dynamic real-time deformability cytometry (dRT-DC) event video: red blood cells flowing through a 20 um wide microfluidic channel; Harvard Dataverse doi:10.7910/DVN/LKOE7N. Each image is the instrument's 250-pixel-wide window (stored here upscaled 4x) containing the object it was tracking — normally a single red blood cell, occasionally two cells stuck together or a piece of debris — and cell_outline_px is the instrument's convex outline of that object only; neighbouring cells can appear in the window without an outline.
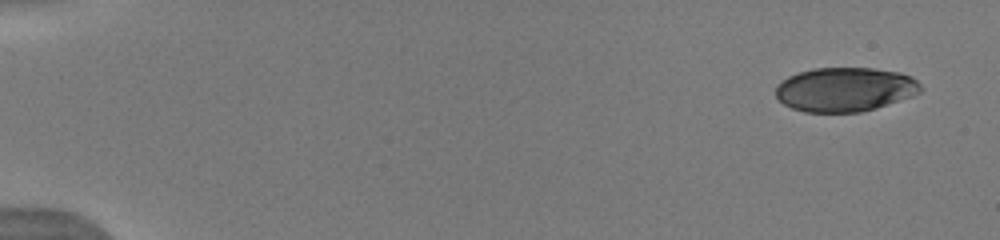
{"species": "human", "species_latin": "Homo sapiens", "temperature_condition": "warm", "stored_images_in_passage": 5, "camera_frame_rate_fps": 3000, "um_per_image_px": 0.085, "donor": {"sex": "male"}, "frame": {"image": 1, "passage_image": 1, "time_ms": 0.0, "image_size_px": [1000, 240], "cell_outline_px": [[924, 88], [920, 92], [912, 96], [876, 108], [860, 112], [804, 112], [792, 108], [784, 104], [776, 96], [776, 84], [780, 80], [788, 76], [812, 68], [872, 68], [900, 72], [912, 76]], "centroid_in_image_um": [71.82, 7.6], "position_along_channel_um": 13.2, "area_um2": 37.51}}
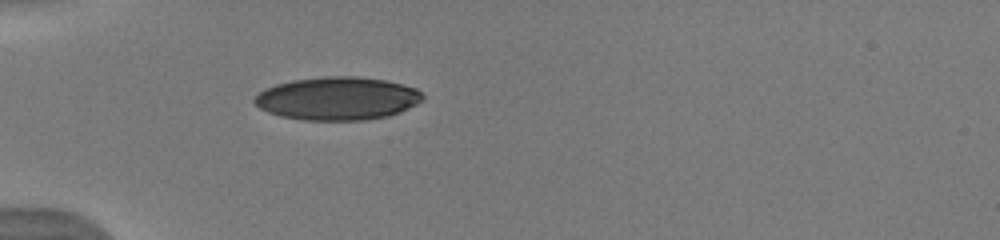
{"frame": {"image": 2, "passage_image": 5, "time_ms": 4.667, "image_size_px": [1000, 240], "cell_outline_px": [[424, 100], [400, 112], [388, 116], [368, 120], [304, 120], [280, 116], [268, 112], [260, 108], [252, 100], [264, 88], [276, 84], [292, 80], [324, 76], [356, 76], [388, 80], [416, 88], [424, 96]], "centroid_in_image_um": [28.69, 8.36], "position_along_channel_um": 56.3, "area_um2": 42.48}}